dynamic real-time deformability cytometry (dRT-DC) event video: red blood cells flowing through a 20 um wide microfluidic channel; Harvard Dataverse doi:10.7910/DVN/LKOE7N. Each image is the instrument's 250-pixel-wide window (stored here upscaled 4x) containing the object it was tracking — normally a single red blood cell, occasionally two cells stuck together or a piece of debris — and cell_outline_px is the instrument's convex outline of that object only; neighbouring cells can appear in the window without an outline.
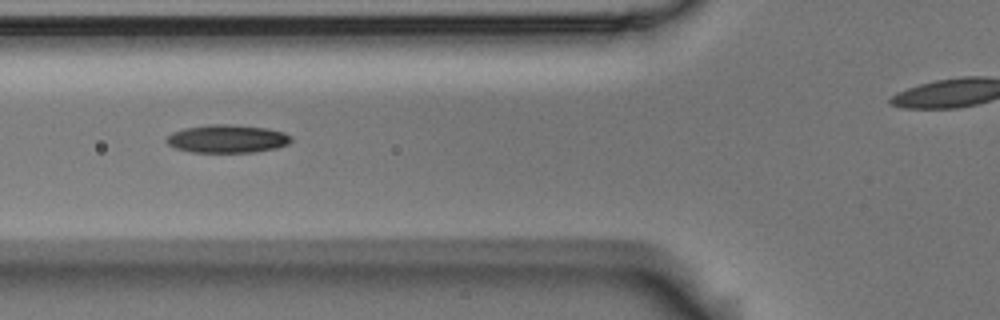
{"species": "Egyptian fruit bat (a non-hibernating species)", "species_latin": "Rousettus aegyptiacus", "temperature_condition": "room temperature", "stored_images_in_passage": 7, "segment_of_instrument_passage": [1, 2], "camera_frame_rate_fps": 3000, "um_per_image_px": 0.085, "animal": {"sex": "male"}, "frame": {"image": 1, "passage_image": 2, "time_ms": 0.333, "image_size_px": [1000, 320], "cell_outline_px": [[292, 140], [288, 144], [276, 148], [256, 152], [192, 152], [176, 148], [168, 144], [164, 140], [172, 132], [184, 128], [208, 124], [228, 124], [268, 128], [284, 132], [292, 136]], "centroid_in_image_um": [19.32, 11.79], "position_along_channel_um": 106.5, "area_um2": 20.52}}
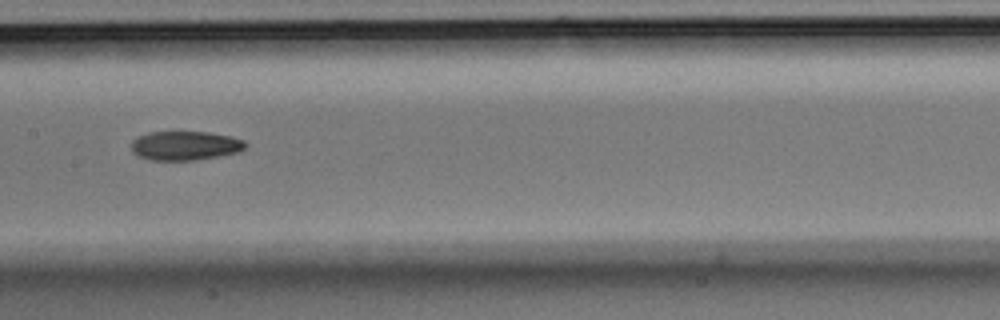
{"frame": {"image": 2, "passage_image": 4, "time_ms": 1.0, "image_size_px": [1000, 320], "cell_outline_px": [[248, 144], [240, 152], [196, 160], [148, 160], [136, 156], [132, 152], [132, 140], [136, 136], [148, 132], [208, 132], [228, 136], [244, 140]], "centroid_in_image_um": [15.7, 12.38], "position_along_channel_um": 191.7, "area_um2": 19.54}}
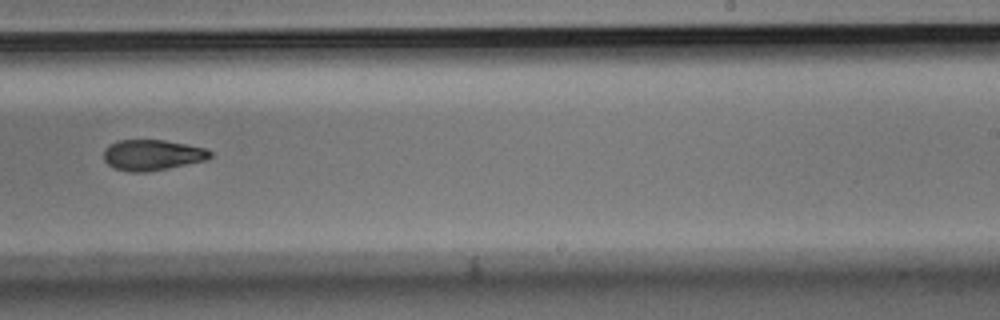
{"frame": {"image": 3, "passage_image": 6, "time_ms": 1.667, "image_size_px": [1000, 320], "cell_outline_px": [[212, 156], [208, 160], [168, 168], [144, 172], [132, 172], [116, 168], [108, 164], [104, 160], [104, 148], [108, 144], [120, 140], [164, 140], [204, 148], [212, 152]], "centroid_in_image_um": [12.94, 13.17], "position_along_channel_um": 276.1, "area_um2": 18.96}}